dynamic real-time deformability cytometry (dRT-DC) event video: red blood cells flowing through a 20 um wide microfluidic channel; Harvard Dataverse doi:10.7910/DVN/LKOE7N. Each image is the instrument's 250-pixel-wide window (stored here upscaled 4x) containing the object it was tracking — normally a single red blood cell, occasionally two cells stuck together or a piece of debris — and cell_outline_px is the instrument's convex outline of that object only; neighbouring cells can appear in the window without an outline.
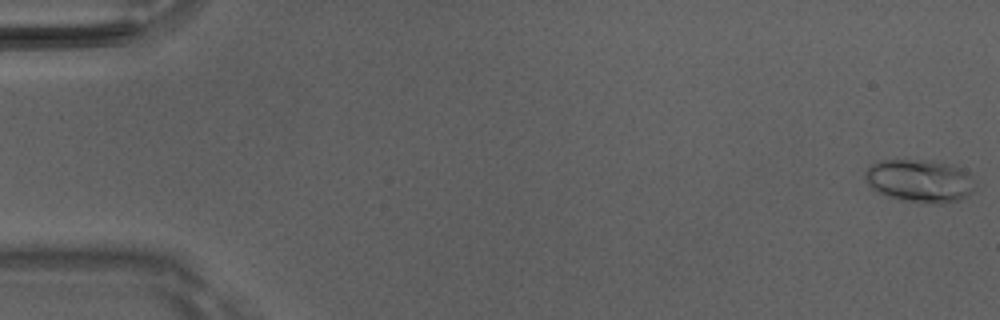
{"species": "Egyptian fruit bat (a non-hibernating species)", "species_latin": "Rousettus aegyptiacus", "temperature_condition": "room temperature", "stored_images_in_passage": 2, "camera_frame_rate_fps": 3000, "um_per_image_px": 0.085, "animal": {"sex": "male"}, "frame": {"image": 1, "passage_image": 1, "time_ms": 0.0, "image_size_px": [1000, 320], "cell_outline_px": [[972, 192], [960, 200], [944, 204], [928, 204], [900, 200], [888, 196], [880, 192], [868, 184], [864, 176], [864, 172], [872, 164], [880, 160], [932, 160], [952, 164], [968, 172], [972, 188]], "centroid_in_image_um": [78.16, 15.37], "position_along_channel_um": 6.8, "area_um2": 27.46}}